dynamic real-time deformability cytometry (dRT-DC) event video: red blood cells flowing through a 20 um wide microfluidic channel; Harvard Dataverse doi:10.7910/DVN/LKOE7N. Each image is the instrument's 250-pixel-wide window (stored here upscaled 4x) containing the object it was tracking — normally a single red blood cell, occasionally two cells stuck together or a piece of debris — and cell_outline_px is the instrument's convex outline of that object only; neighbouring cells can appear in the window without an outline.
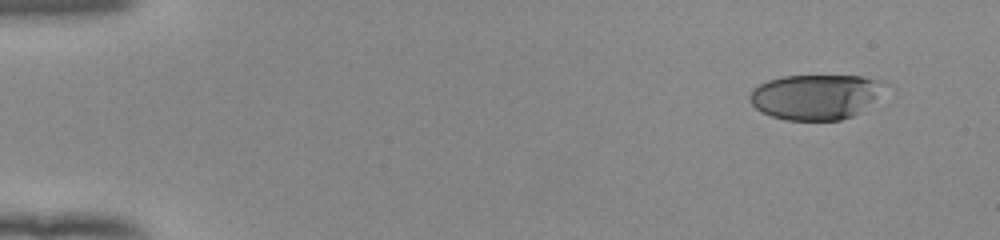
{"species": "human", "species_latin": "Homo sapiens", "temperature_condition": "room temperature", "stored_images_in_passage": 49, "camera_frame_rate_fps": 3000, "um_per_image_px": 0.085, "donor": {"sex": "female"}, "frame": {"image": 1, "passage_image": 1, "time_ms": 0.0, "image_size_px": [1000, 240], "cell_outline_px": [[888, 84], [860, 112], [852, 116], [840, 120], [784, 120], [760, 112], [752, 104], [748, 96], [752, 88], [768, 80], [784, 76], [860, 76], [884, 80]], "centroid_in_image_um": [69.29, 8.22], "position_along_channel_um": 15.7, "area_um2": 35.43}}
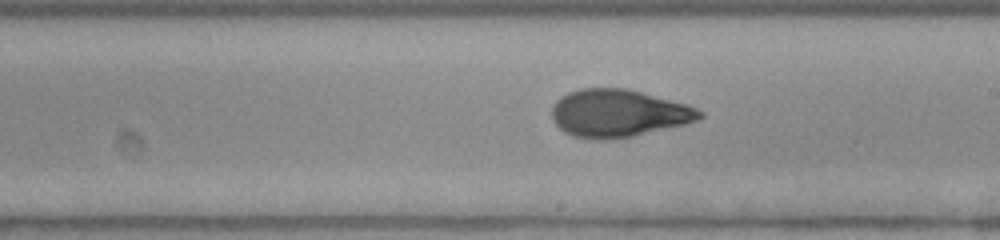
{"frame": {"image": 2, "passage_image": 28, "time_ms": 9.0, "image_size_px": [1000, 240], "cell_outline_px": [[704, 116], [696, 120], [684, 124], [632, 136], [604, 140], [572, 136], [564, 132], [552, 120], [552, 104], [560, 96], [568, 92], [580, 88], [628, 88], [688, 104], [704, 112]], "centroid_in_image_um": [52.54, 9.61], "position_along_channel_um": 236.5, "area_um2": 41.1}}
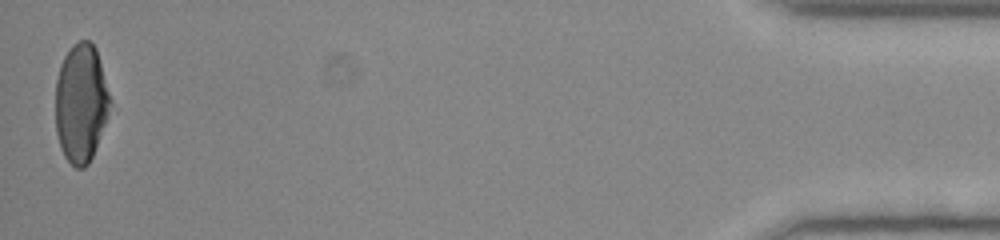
{"frame": {"image": 3, "passage_image": 49, "time_ms": 16.0, "image_size_px": [1000, 240], "cell_outline_px": [[112, 104], [108, 116], [92, 156], [88, 164], [84, 168], [76, 168], [64, 156], [60, 148], [56, 132], [56, 80], [60, 64], [64, 56], [72, 44], [80, 40], [88, 40], [96, 48], [112, 100]], "centroid_in_image_um": [6.89, 8.75], "position_along_channel_um": 428.3, "area_um2": 37.97}, "authors_computed_cell_mechanics": {"area_um2": 40.171, "velocity_mm_per_s": 3.9484, "shape_relaxation_time_tau1_ms": 5.6145, "shape_relaxation_time_tau2_ms": 1.2885, "deformation_change_tau1": 0.2298, "deformation_change_tau2": 0.0758}}